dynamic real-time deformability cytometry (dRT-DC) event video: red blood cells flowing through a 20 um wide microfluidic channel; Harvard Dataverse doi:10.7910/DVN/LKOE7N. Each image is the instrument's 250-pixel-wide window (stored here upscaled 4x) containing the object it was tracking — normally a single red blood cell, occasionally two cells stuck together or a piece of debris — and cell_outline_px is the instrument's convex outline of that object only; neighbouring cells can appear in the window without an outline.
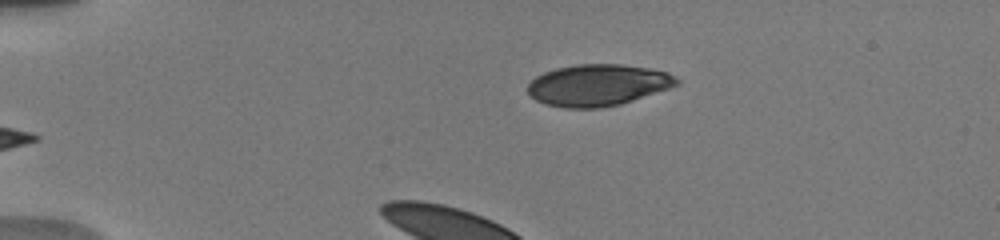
{"species": "human", "species_latin": "Homo sapiens", "temperature_condition": "warm", "stored_images_in_passage": 7, "camera_frame_rate_fps": 3000, "um_per_image_px": 0.085, "donor": {"sex": "male"}, "frame": {"image": 1, "passage_image": 1, "time_ms": 0.0, "image_size_px": [1000, 240], "cell_outline_px": [[680, 84], [620, 104], [600, 108], [564, 108], [544, 104], [536, 100], [528, 92], [528, 84], [536, 76], [544, 72], [556, 68], [576, 64], [624, 64], [648, 68], [668, 72], [676, 76], [680, 80]], "centroid_in_image_um": [50.82, 7.23], "position_along_channel_um": 34.2, "area_um2": 36.13}}
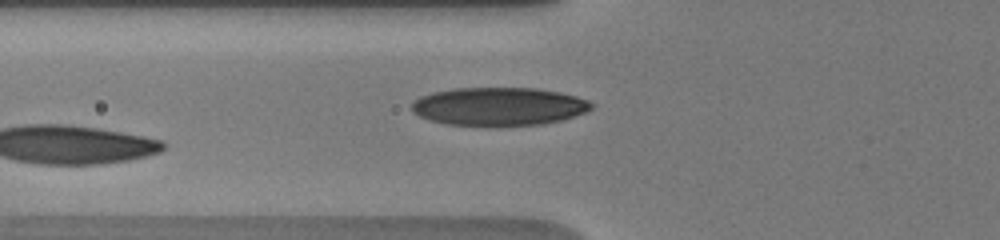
{"frame": {"image": 2, "passage_image": 5, "time_ms": 3.0, "image_size_px": [1000, 240], "cell_outline_px": [[596, 104], [592, 108], [584, 112], [560, 120], [540, 124], [496, 128], [448, 124], [428, 120], [412, 112], [412, 104], [420, 96], [432, 92], [452, 88], [536, 88], [560, 92], [576, 96], [588, 100]], "centroid_in_image_um": [42.38, 9.07], "position_along_channel_um": 83.4, "area_um2": 40.75}}